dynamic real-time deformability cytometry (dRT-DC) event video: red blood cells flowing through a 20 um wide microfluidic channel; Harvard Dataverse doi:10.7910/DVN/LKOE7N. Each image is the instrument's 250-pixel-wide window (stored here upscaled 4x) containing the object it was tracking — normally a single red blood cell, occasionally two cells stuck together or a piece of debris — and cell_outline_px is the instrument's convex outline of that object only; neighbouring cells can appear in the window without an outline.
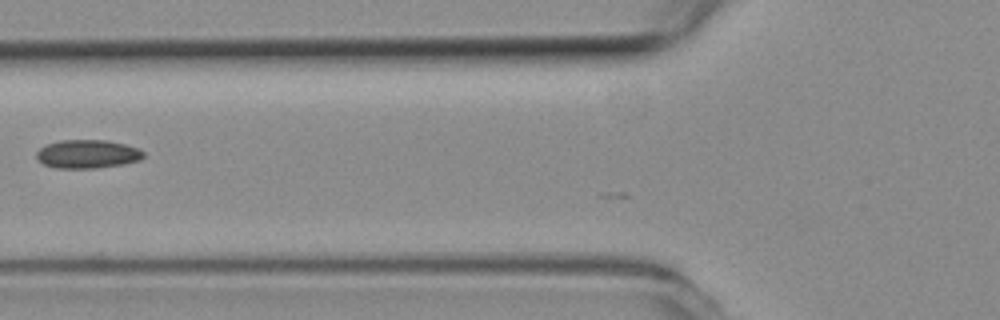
{"species": "common noctule bat (a hibernating species)", "species_latin": "Nyctalus noctula", "temperature_condition": "room temperature", "stored_images_in_passage": 15, "camera_frame_rate_fps": 3000, "um_per_image_px": 0.085, "animal": {"sex": "female", "body_mass_g": 19.3, "forearm_length_mm": 54.1}, "frame": {"image": 1, "passage_image": 7, "time_ms": 2.0, "image_size_px": [1000, 320], "cell_outline_px": [[144, 156], [140, 160], [124, 164], [96, 168], [56, 168], [44, 164], [36, 156], [36, 152], [40, 148], [48, 144], [60, 140], [108, 140], [124, 144], [136, 148], [144, 152]], "centroid_in_image_um": [7.44, 13.09], "position_along_channel_um": 118.4, "area_um2": 17.69}}
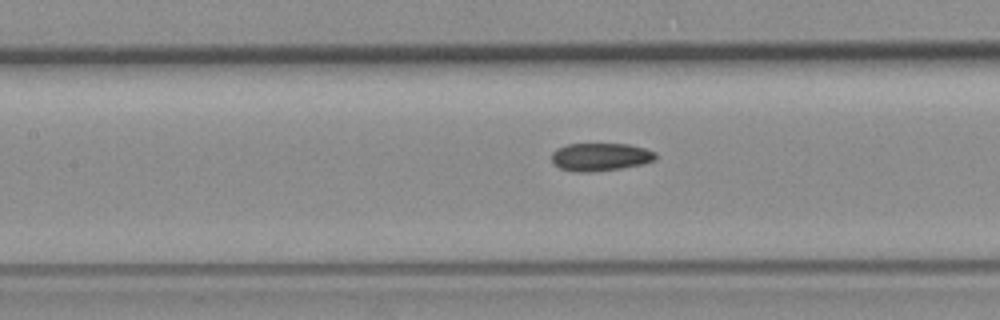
{"frame": {"image": 2, "passage_image": 10, "time_ms": 3.0, "image_size_px": [1000, 320], "cell_outline_px": [[656, 160], [644, 164], [620, 168], [588, 172], [576, 172], [560, 168], [552, 160], [552, 152], [556, 148], [568, 144], [628, 144], [644, 148], [656, 152]], "centroid_in_image_um": [51.05, 13.33], "position_along_channel_um": 156.4, "area_um2": 16.88}}
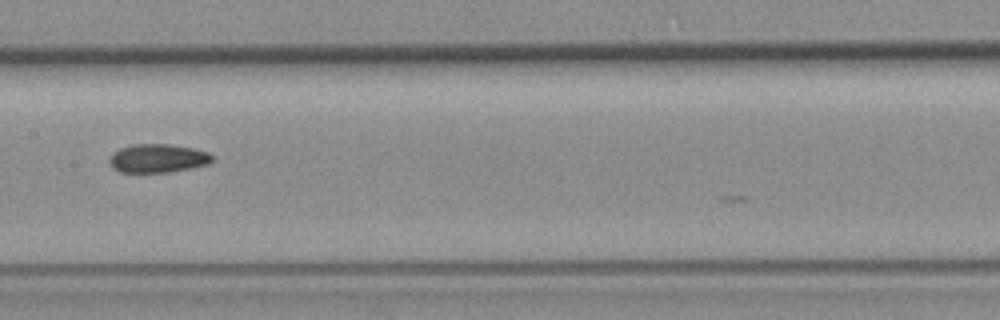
{"frame": {"image": 3, "passage_image": 13, "time_ms": 4.0, "image_size_px": [1000, 320], "cell_outline_px": [[212, 160], [208, 164], [192, 168], [168, 172], [120, 172], [112, 168], [108, 160], [112, 152], [120, 148], [132, 144], [168, 144], [192, 148], [208, 152], [212, 156]], "centroid_in_image_um": [13.37, 13.45], "position_along_channel_um": 194.0, "area_um2": 17.17}}